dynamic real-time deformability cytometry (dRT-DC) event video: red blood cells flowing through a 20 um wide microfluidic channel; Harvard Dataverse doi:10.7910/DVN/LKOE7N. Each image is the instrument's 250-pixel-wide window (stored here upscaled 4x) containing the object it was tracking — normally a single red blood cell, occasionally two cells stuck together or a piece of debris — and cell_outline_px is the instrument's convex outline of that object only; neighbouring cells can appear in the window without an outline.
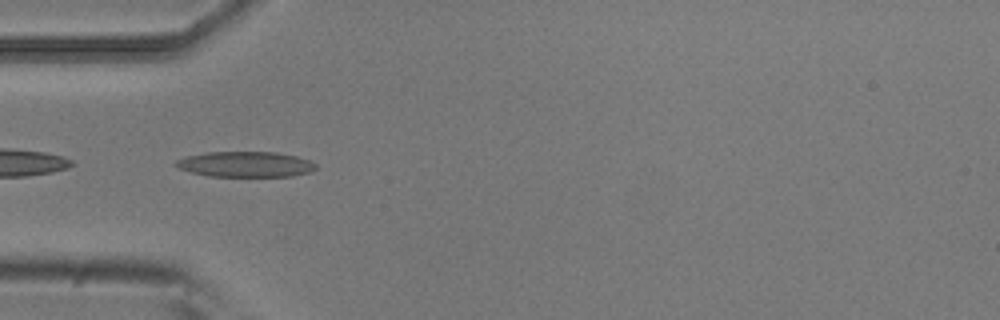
{"species": "common noctule bat (a hibernating species)", "species_latin": "Nyctalus noctula", "temperature_condition": "room temperature", "stored_images_in_passage": 7, "camera_frame_rate_fps": 3000, "um_per_image_px": 0.085, "animal": {"sex": "male", "body_mass_g": 20.5, "forearm_length_mm": 52.5}, "frame": {"image": 1, "passage_image": 4, "time_ms": 1.0, "image_size_px": [1000, 320], "cell_outline_px": [[316, 168], [312, 172], [292, 176], [208, 176], [192, 172], [180, 168], [172, 164], [176, 160], [188, 156], [208, 152], [276, 152], [296, 156], [308, 160], [316, 164]], "centroid_in_image_um": [20.88, 13.96], "position_along_channel_um": 64.1, "area_um2": 20.69}}
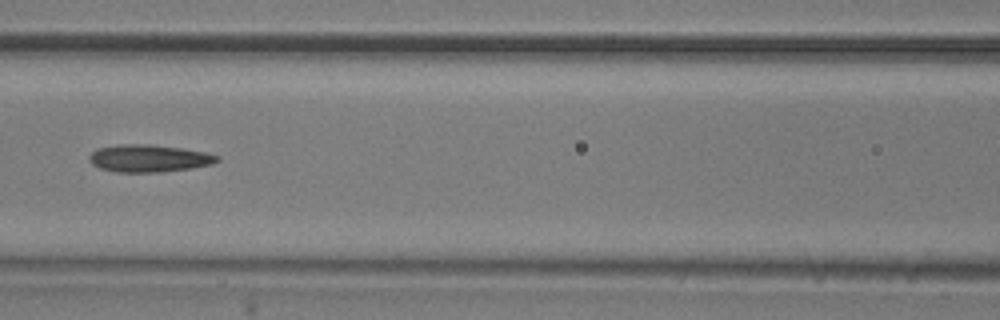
{"frame": {"image": 2, "passage_image": 6, "time_ms": 1.667, "image_size_px": [1000, 320], "cell_outline_px": [[220, 160], [212, 164], [192, 168], [160, 172], [116, 172], [100, 168], [92, 164], [88, 160], [88, 156], [96, 148], [120, 144], [152, 144], [184, 148], [208, 152], [220, 156]], "centroid_in_image_um": [12.68, 13.45], "position_along_channel_um": 153.9, "area_um2": 20.75}}
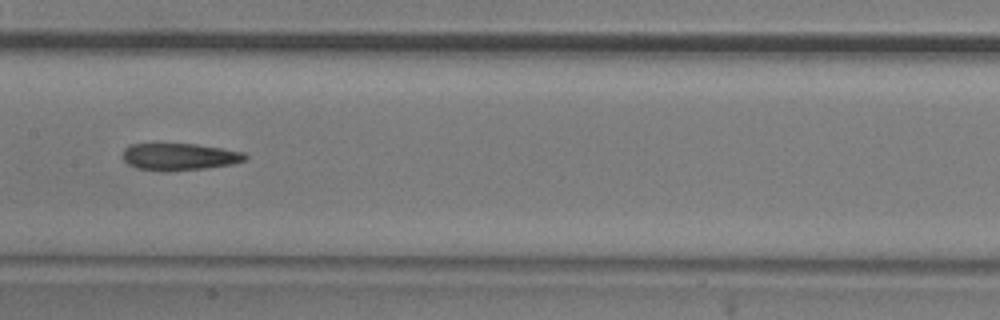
{"frame": {"image": 3, "passage_image": 7, "time_ms": 2.0, "image_size_px": [1000, 320], "cell_outline_px": [[248, 156], [244, 160], [232, 164], [204, 168], [168, 172], [164, 172], [136, 168], [128, 164], [120, 156], [124, 148], [128, 144], [196, 144], [244, 152]], "centroid_in_image_um": [15.18, 13.33], "position_along_channel_um": 192.2, "area_um2": 19.48}}